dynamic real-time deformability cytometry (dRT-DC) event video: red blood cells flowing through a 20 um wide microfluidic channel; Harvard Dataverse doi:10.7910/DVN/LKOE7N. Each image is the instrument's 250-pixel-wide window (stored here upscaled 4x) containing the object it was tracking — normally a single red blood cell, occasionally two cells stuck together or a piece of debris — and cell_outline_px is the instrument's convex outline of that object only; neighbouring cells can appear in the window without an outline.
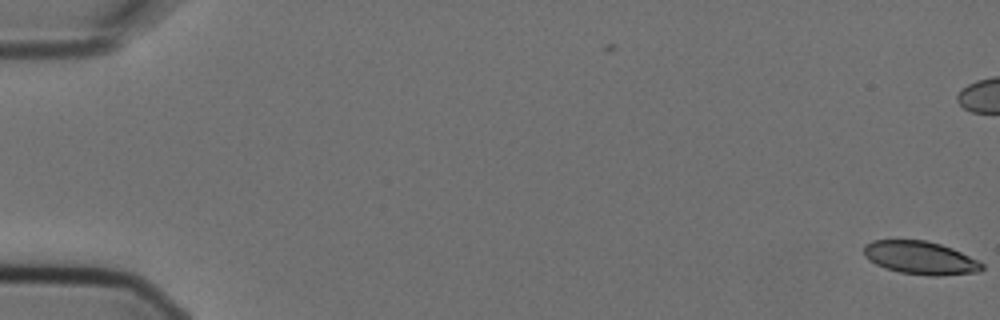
{"species": "Egyptian fruit bat (a non-hibernating species)", "species_latin": "Rousettus aegyptiacus", "temperature_condition": "cold", "stored_images_in_passage": 2, "camera_frame_rate_fps": 3000, "um_per_image_px": 0.085, "animal": {"sex": "female"}, "frame": {"image": 1, "passage_image": 2, "time_ms": 0.333, "image_size_px": [1000, 320], "cell_outline_px": [[984, 268], [980, 272], [940, 276], [928, 276], [900, 272], [884, 268], [868, 260], [864, 256], [864, 244], [872, 240], [924, 240], [940, 244], [952, 248], [984, 264]], "centroid_in_image_um": [78.21, 21.92], "position_along_channel_um": 6.8, "area_um2": 22.89}}